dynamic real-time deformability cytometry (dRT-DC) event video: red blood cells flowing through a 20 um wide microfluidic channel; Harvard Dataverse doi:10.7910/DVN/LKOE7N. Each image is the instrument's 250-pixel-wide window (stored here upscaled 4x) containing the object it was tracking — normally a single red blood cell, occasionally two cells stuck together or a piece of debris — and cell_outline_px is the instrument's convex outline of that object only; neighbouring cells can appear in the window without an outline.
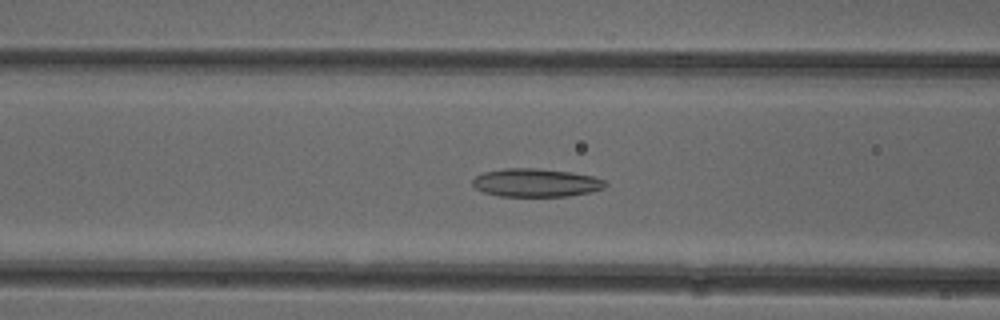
{"species": "common noctule bat (a hibernating species)", "species_latin": "Nyctalus noctula", "temperature_condition": "cold", "stored_images_in_passage": 52, "camera_frame_rate_fps": 3000, "um_per_image_px": 0.085, "animal": {"sex": "female"}, "frame": {"image": 1, "passage_image": 21, "time_ms": 6.667, "image_size_px": [1000, 320], "cell_outline_px": [[608, 184], [604, 188], [592, 192], [568, 196], [500, 196], [484, 192], [476, 188], [472, 184], [472, 180], [476, 176], [484, 172], [504, 168], [536, 168], [572, 172], [592, 176], [608, 180]], "centroid_in_image_um": [45.6, 15.53], "position_along_channel_um": 121.0, "area_um2": 22.02}}
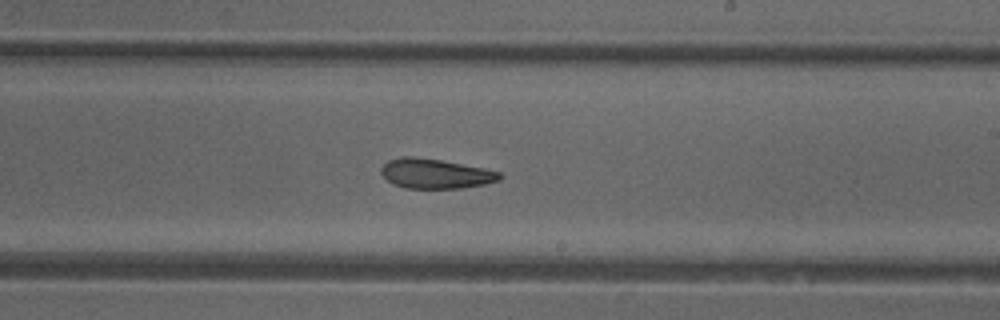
{"frame": {"image": 2, "passage_image": 31, "time_ms": 10.0, "image_size_px": [1000, 320], "cell_outline_px": [[504, 176], [500, 180], [484, 184], [460, 188], [404, 188], [392, 184], [380, 172], [380, 168], [388, 160], [400, 156], [412, 156], [440, 160], [484, 168], [500, 172]], "centroid_in_image_um": [36.99, 14.76], "position_along_channel_um": 252.0, "area_um2": 20.58}}
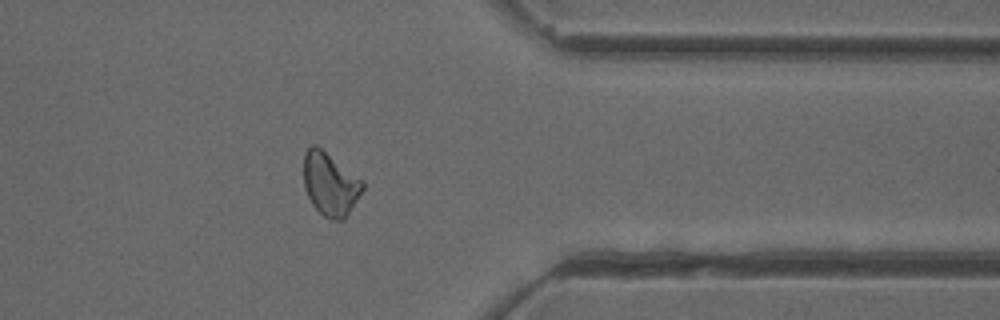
{"frame": {"image": 3, "passage_image": 42, "time_ms": 13.667, "image_size_px": [1000, 320], "cell_outline_px": [[364, 188], [344, 220], [332, 220], [324, 216], [312, 204], [304, 188], [304, 152], [312, 144], [316, 144], [364, 180]], "centroid_in_image_um": [28.07, 15.62], "position_along_channel_um": 383.3, "area_um2": 21.79}, "authors_computed_cell_mechanics": {"area_um2": 22.0507, "velocity_mm_per_s": 3.9276, "shape_relaxation_time_tau1_ms": 9.6039, "shape_relaxation_time_tau2_ms": 4.6605, "deformation_change_tau1": 0.1536, "deformation_change_tau2": 0.1221}}